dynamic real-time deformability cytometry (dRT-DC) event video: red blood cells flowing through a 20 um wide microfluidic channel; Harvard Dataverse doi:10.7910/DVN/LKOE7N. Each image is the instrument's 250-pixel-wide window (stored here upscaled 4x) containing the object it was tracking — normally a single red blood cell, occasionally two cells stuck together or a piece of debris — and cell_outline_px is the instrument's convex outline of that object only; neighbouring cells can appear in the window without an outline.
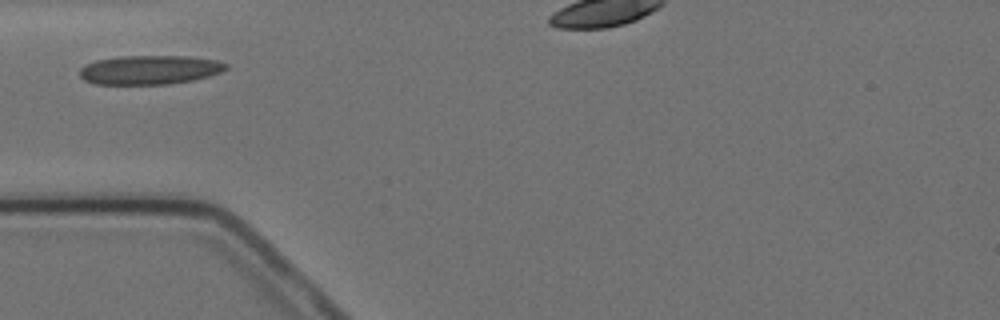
{"species": "Egyptian fruit bat (a non-hibernating species)", "species_latin": "Rousettus aegyptiacus", "temperature_condition": "cold", "stored_images_in_passage": 10, "camera_frame_rate_fps": 3000, "um_per_image_px": 0.085, "animal": {"sex": "female"}, "frame": {"image": 1, "passage_image": 1, "time_ms": 0.0, "image_size_px": [1000, 320], "cell_outline_px": [[228, 68], [220, 72], [208, 76], [192, 80], [168, 84], [96, 84], [84, 80], [80, 76], [80, 68], [84, 64], [96, 60], [120, 56], [188, 56], [216, 60], [228, 64]], "centroid_in_image_um": [12.7, 5.93], "position_along_channel_um": 72.3, "area_um2": 24.8}}
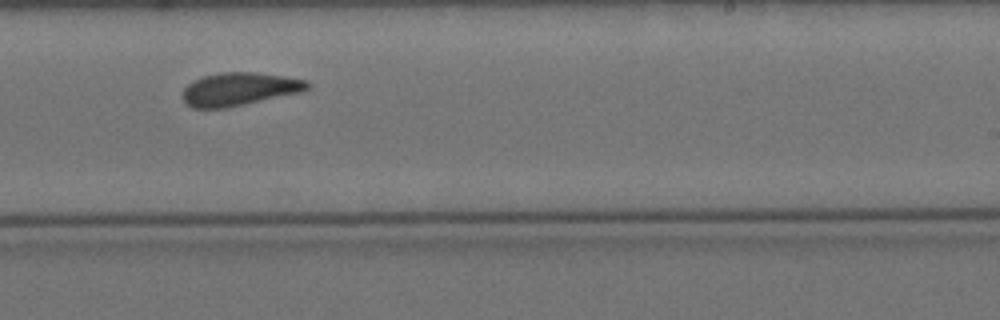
{"frame": {"image": 2, "passage_image": 6, "time_ms": 5.667, "image_size_px": [1000, 320], "cell_outline_px": [[312, 84], [304, 92], [224, 108], [192, 108], [184, 100], [184, 88], [192, 80], [204, 76], [220, 72], [256, 72], [284, 76], [308, 80]], "centroid_in_image_um": [20.4, 7.56], "position_along_channel_um": 268.6, "area_um2": 24.1}}
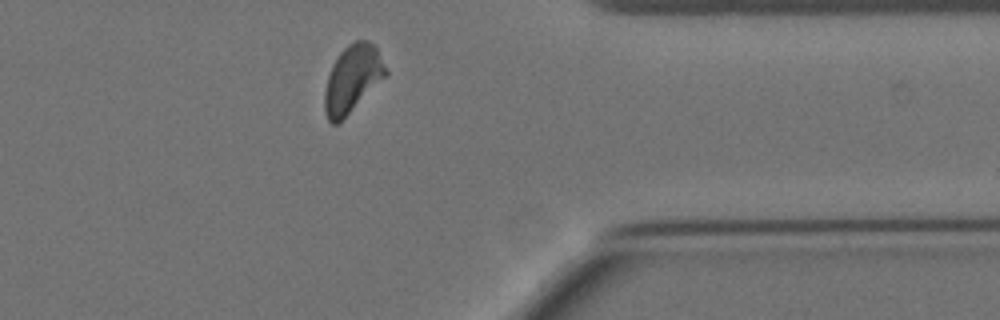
{"frame": {"image": 3, "passage_image": 9, "time_ms": 9.333, "image_size_px": [1000, 320], "cell_outline_px": [[388, 72], [336, 124], [332, 124], [328, 120], [324, 112], [324, 92], [328, 76], [332, 64], [340, 52], [348, 44], [356, 40], [368, 40], [376, 48]], "centroid_in_image_um": [29.9, 6.66], "position_along_channel_um": 381.5, "area_um2": 23.06}}